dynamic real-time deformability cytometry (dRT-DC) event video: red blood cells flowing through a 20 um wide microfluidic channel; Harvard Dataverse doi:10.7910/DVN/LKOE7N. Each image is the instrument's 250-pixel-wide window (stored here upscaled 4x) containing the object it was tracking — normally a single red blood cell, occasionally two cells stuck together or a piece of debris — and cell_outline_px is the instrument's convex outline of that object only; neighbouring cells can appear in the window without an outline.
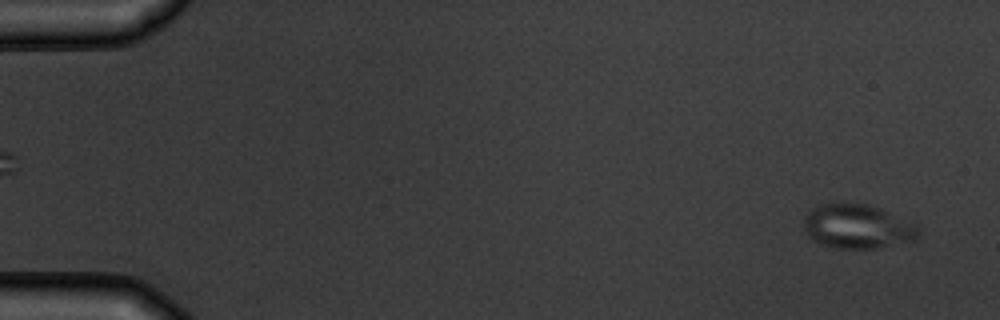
{"species": "common noctule bat (a hibernating species)", "species_latin": "Nyctalus noctula", "temperature_condition": "warm", "stored_images_in_passage": 5, "camera_frame_rate_fps": 3000, "um_per_image_px": 0.085, "animal": {"sex": "male", "body_mass_g": 19.5, "forearm_length_mm": 54.6}, "frame": {"image": 1, "passage_image": 5, "time_ms": 4.667, "image_size_px": [1000, 320], "cell_outline_px": [[920, 232], [912, 240], [876, 248], [828, 248], [812, 240], [808, 236], [804, 228], [804, 216], [812, 208], [820, 204], [868, 204], [880, 208], [916, 224], [920, 228]], "centroid_in_image_um": [72.84, 19.26], "position_along_channel_um": 12.2, "area_um2": 29.42}}